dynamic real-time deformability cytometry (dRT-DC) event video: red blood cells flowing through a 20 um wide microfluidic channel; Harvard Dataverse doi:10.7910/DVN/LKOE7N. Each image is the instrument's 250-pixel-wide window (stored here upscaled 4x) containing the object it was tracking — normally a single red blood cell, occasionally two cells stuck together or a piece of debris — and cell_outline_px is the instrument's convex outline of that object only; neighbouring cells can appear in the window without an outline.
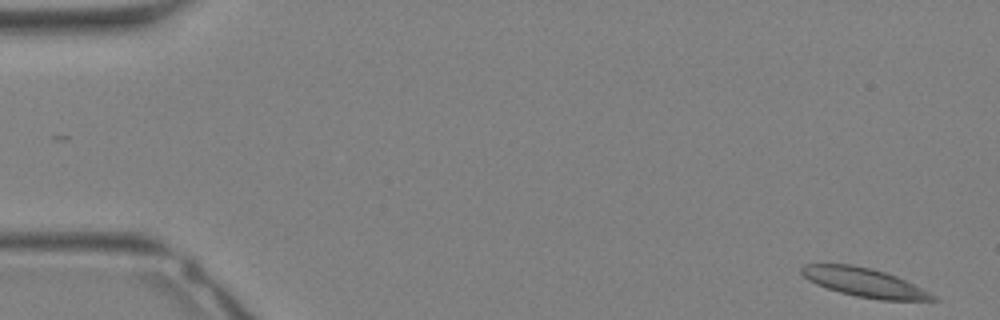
{"species": "Egyptian fruit bat (a non-hibernating species)", "species_latin": "Rousettus aegyptiacus", "temperature_condition": "warm", "stored_images_in_passage": 33, "camera_frame_rate_fps": 3000, "um_per_image_px": 0.085, "animal": {"sex": "female"}, "frame": {"image": 1, "passage_image": 1, "time_ms": 0.0, "image_size_px": [1000, 320], "cell_outline_px": [[940, 300], [880, 300], [856, 296], [840, 292], [816, 284], [808, 280], [800, 272], [800, 268], [804, 264], [852, 264], [872, 268], [896, 276], [936, 296]], "centroid_in_image_um": [73.42, 24.0], "position_along_channel_um": 11.6, "area_um2": 21.79}}
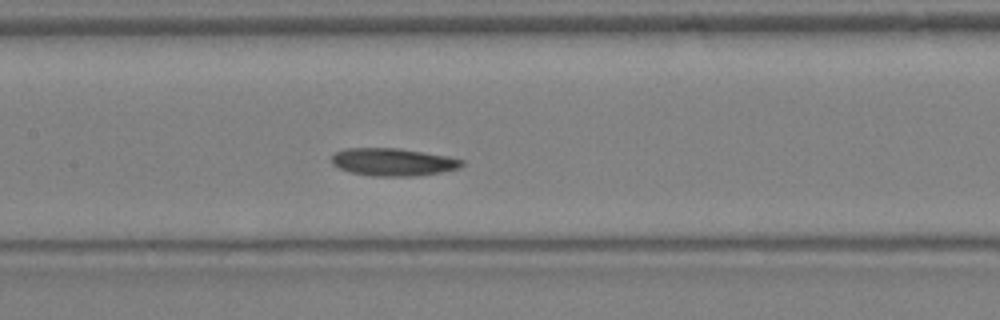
{"frame": {"image": 2, "passage_image": 16, "time_ms": 5.0, "image_size_px": [1000, 320], "cell_outline_px": [[464, 164], [460, 168], [440, 172], [416, 176], [376, 176], [352, 172], [340, 168], [332, 164], [332, 156], [336, 152], [344, 148], [400, 148], [448, 156], [464, 160]], "centroid_in_image_um": [33.44, 13.76], "position_along_channel_um": 174.0, "area_um2": 20.92}}
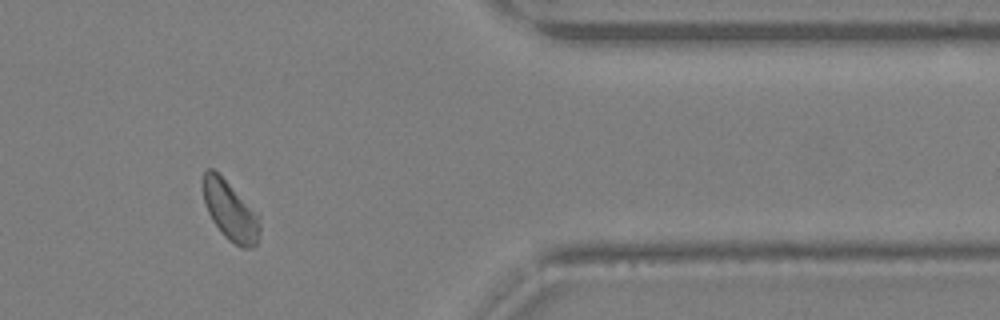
{"frame": {"image": 3, "passage_image": 28, "time_ms": 9.0, "image_size_px": [1000, 320], "cell_outline_px": [[260, 232], [256, 244], [252, 248], [244, 248], [228, 240], [224, 236], [212, 220], [204, 204], [200, 184], [200, 180], [204, 168], [212, 168], [260, 216]], "centroid_in_image_um": [19.51, 17.9], "position_along_channel_um": 391.9, "area_um2": 19.71}}